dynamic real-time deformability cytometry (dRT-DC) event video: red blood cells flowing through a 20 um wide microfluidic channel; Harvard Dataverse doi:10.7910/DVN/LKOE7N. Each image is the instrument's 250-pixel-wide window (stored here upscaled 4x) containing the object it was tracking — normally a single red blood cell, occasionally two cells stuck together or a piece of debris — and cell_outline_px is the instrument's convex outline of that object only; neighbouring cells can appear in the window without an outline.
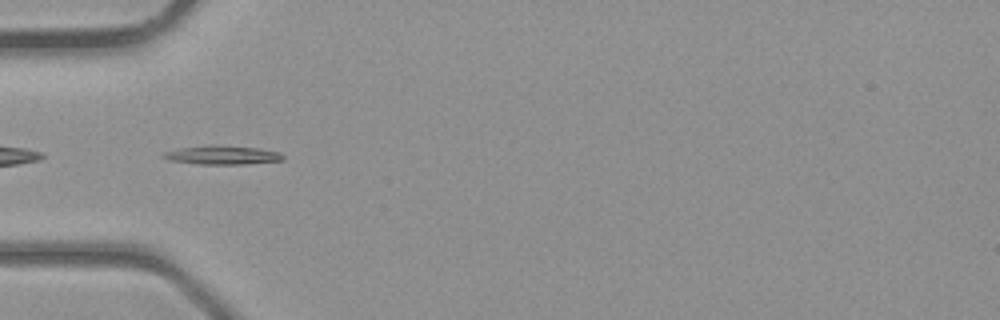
{"species": "common noctule bat (a hibernating species)", "species_latin": "Nyctalus noctula", "temperature_condition": "room temperature", "stored_images_in_passage": 33, "camera_frame_rate_fps": 3000, "um_per_image_px": 0.085, "animal": {"sex": "male", "body_mass_g": 23.1, "forearm_length_mm": 52.7}, "frame": {"image": 1, "passage_image": 6, "time_ms": 1.667, "image_size_px": [1000, 320], "cell_outline_px": [[284, 160], [244, 164], [200, 164], [168, 160], [160, 156], [164, 152], [180, 148], [208, 144], [216, 144], [256, 148], [280, 152], [284, 156]], "centroid_in_image_um": [18.87, 13.17], "position_along_channel_um": 66.1, "area_um2": 13.24}}
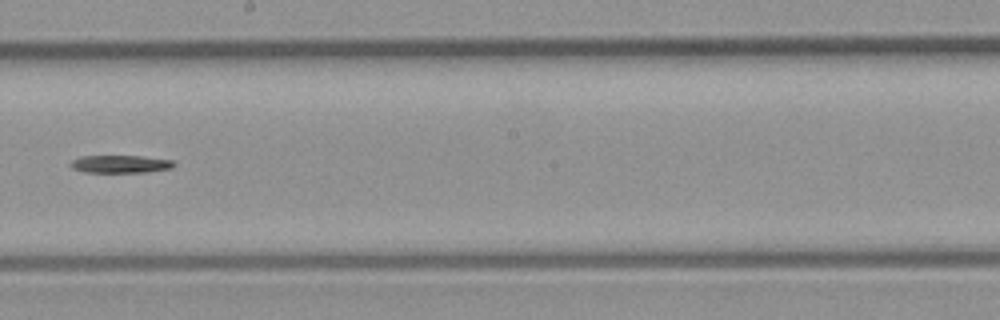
{"frame": {"image": 2, "passage_image": 16, "time_ms": 5.0, "image_size_px": [1000, 320], "cell_outline_px": [[176, 164], [172, 168], [144, 172], [84, 172], [72, 168], [68, 164], [72, 160], [80, 156], [140, 156], [172, 160]], "centroid_in_image_um": [10.2, 13.94], "position_along_channel_um": 238.0, "area_um2": 10.64}}
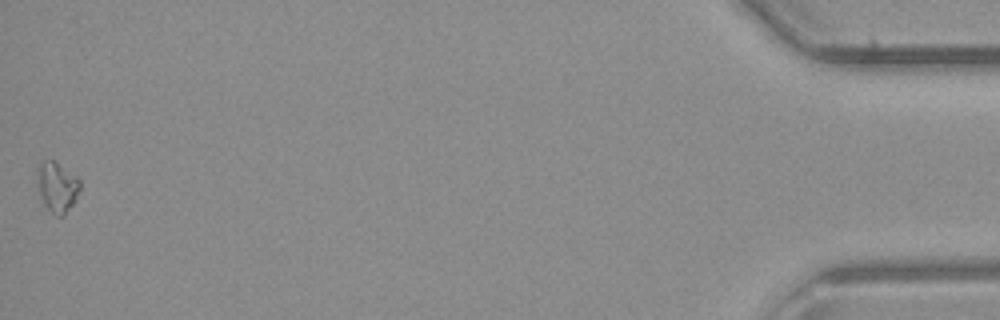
{"frame": {"image": 3, "passage_image": 33, "time_ms": 10.667, "image_size_px": [1000, 320], "cell_outline_px": [[80, 188], [72, 204], [64, 216], [56, 216], [44, 204], [40, 196], [36, 168], [40, 160], [52, 160], [76, 176], [80, 180]], "centroid_in_image_um": [4.83, 15.87], "position_along_channel_um": 430.4, "area_um2": 12.31}}